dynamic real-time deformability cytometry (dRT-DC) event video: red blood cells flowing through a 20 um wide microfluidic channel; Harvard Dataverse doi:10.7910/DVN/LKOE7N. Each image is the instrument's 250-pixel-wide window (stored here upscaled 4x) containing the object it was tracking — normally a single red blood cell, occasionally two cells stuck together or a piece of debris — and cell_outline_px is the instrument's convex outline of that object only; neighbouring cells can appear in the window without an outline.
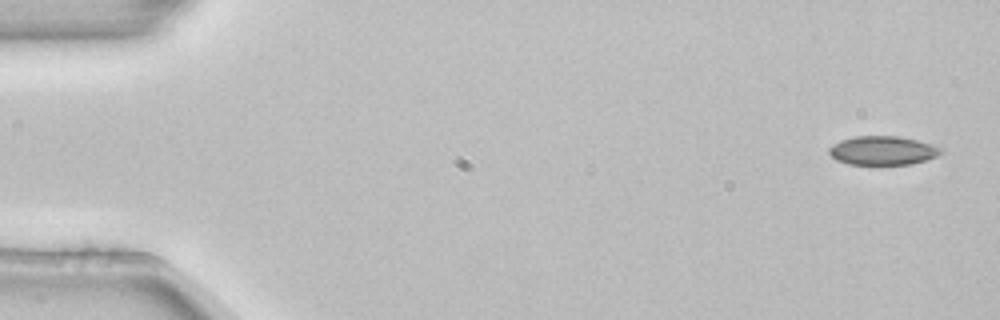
{"species": "common noctule bat (a hibernating species)", "species_latin": "Nyctalus noctula", "temperature_condition": "room temperature", "stored_images_in_passage": 3, "camera_frame_rate_fps": 3000, "um_per_image_px": 0.085, "animal": {"sex": "female", "body_mass_g": 22.7, "forearm_length_mm": 54.2}, "frame": {"image": 1, "passage_image": 1, "time_ms": 0.0, "image_size_px": [1000, 320], "cell_outline_px": [[944, 152], [936, 156], [912, 164], [876, 168], [848, 164], [836, 160], [828, 152], [828, 148], [832, 144], [840, 140], [856, 136], [896, 136], [916, 140], [940, 148]], "centroid_in_image_um": [74.96, 12.85], "position_along_channel_um": 10.0, "area_um2": 19.54}}
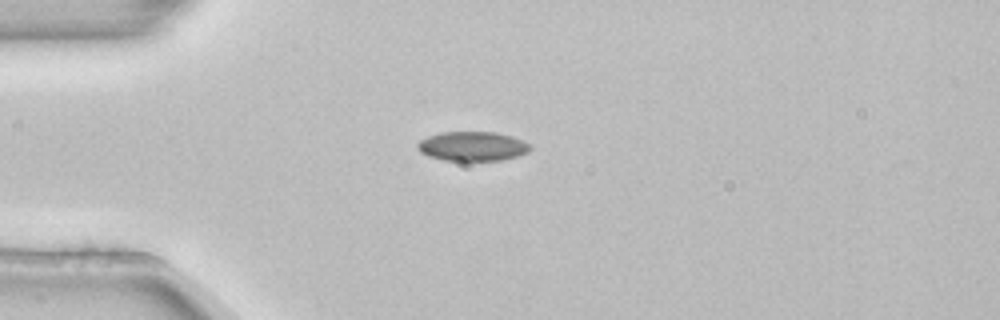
{"frame": {"image": 2, "passage_image": 3, "time_ms": 0.667, "image_size_px": [1000, 320], "cell_outline_px": [[532, 148], [528, 152], [516, 156], [500, 160], [444, 160], [428, 156], [420, 152], [416, 148], [416, 144], [420, 140], [428, 136], [440, 132], [496, 132], [512, 136], [528, 144]], "centroid_in_image_um": [40.11, 12.42], "position_along_channel_um": 44.9, "area_um2": 19.19}}